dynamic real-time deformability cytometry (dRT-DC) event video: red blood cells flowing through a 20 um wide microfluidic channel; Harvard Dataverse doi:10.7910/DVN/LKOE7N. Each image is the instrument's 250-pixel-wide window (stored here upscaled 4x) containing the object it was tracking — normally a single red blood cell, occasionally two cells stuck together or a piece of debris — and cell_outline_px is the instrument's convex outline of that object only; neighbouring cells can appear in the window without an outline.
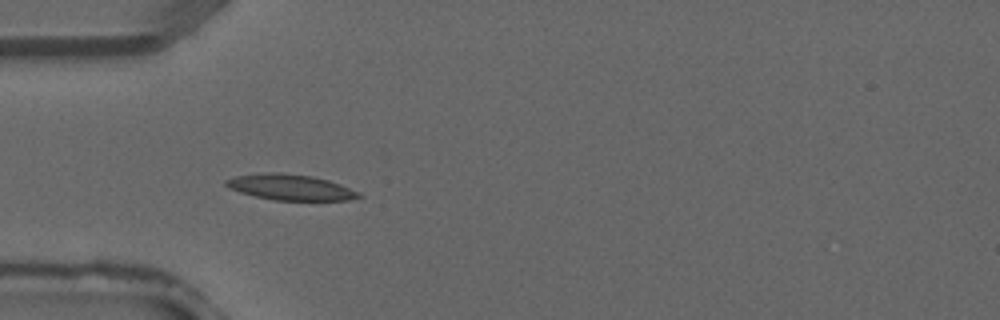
{"species": "common noctule bat (a hibernating species)", "species_latin": "Nyctalus noctula", "temperature_condition": "warm", "stored_images_in_passage": 5, "camera_frame_rate_fps": 3000, "um_per_image_px": 0.085, "animal": {"sex": "male", "forearm_length_mm": 52.5}, "frame": {"image": 1, "passage_image": 4, "time_ms": 1.0, "image_size_px": [1000, 320], "cell_outline_px": [[364, 196], [348, 200], [276, 200], [256, 196], [240, 192], [228, 188], [224, 184], [224, 180], [236, 176], [268, 172], [280, 172], [312, 176], [328, 180], [340, 184], [360, 192]], "centroid_in_image_um": [24.69, 15.91], "position_along_channel_um": 60.3, "area_um2": 19.88}}
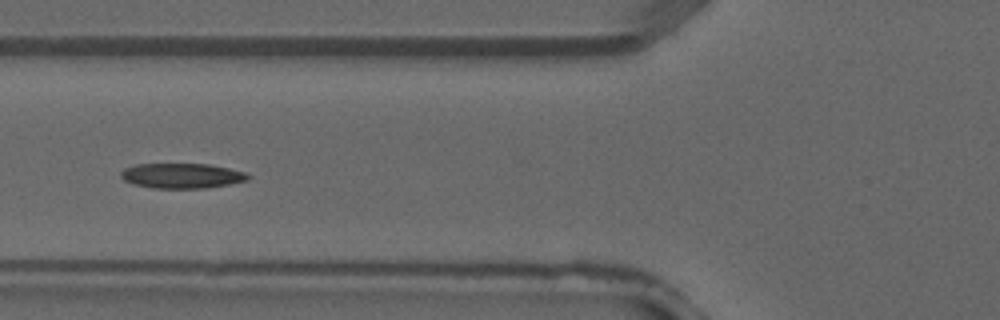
{"frame": {"image": 2, "passage_image": 5, "time_ms": 1.333, "image_size_px": [1000, 320], "cell_outline_px": [[252, 176], [248, 180], [208, 188], [152, 188], [132, 184], [124, 180], [120, 176], [120, 172], [124, 168], [136, 164], [208, 164], [248, 172]], "centroid_in_image_um": [15.47, 14.94], "position_along_channel_um": 110.3, "area_um2": 18.73}}